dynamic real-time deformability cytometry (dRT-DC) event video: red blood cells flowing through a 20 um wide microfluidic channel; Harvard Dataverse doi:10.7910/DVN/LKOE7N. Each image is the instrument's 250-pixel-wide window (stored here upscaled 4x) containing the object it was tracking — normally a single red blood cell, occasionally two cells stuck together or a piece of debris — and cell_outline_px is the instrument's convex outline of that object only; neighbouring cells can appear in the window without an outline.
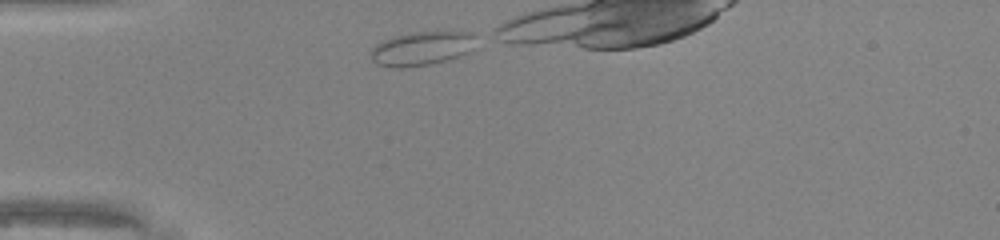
{"species": "common noctule bat (a hibernating species)", "species_latin": "Nyctalus noctula", "temperature_condition": "warm", "stored_images_in_passage": 8, "camera_frame_rate_fps": 3000, "um_per_image_px": 0.085, "animal": {"sex": "male", "body_mass_g": 20.0, "forearm_length_mm": 53.3}, "frame": {"image": 1, "passage_image": 1, "time_ms": 0.0, "image_size_px": [1000, 240], "cell_outline_px": [[476, 36], [468, 52], [448, 60], [432, 64], [404, 68], [388, 68], [376, 64], [372, 60], [372, 48], [376, 44], [392, 36], [412, 32], [472, 32]], "centroid_in_image_um": [35.79, 4.14], "position_along_channel_um": 49.2, "area_um2": 20.81}}
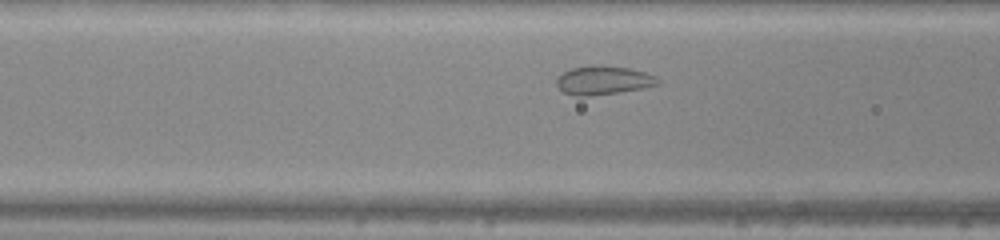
{"frame": {"image": 2, "passage_image": 7, "time_ms": 2.0, "image_size_px": [1000, 240], "cell_outline_px": [[660, 84], [640, 88], [616, 92], [588, 96], [576, 96], [564, 92], [556, 84], [556, 76], [572, 68], [628, 68], [644, 72], [656, 76], [660, 80]], "centroid_in_image_um": [51.28, 6.87], "position_along_channel_um": 115.3, "area_um2": 16.01}}